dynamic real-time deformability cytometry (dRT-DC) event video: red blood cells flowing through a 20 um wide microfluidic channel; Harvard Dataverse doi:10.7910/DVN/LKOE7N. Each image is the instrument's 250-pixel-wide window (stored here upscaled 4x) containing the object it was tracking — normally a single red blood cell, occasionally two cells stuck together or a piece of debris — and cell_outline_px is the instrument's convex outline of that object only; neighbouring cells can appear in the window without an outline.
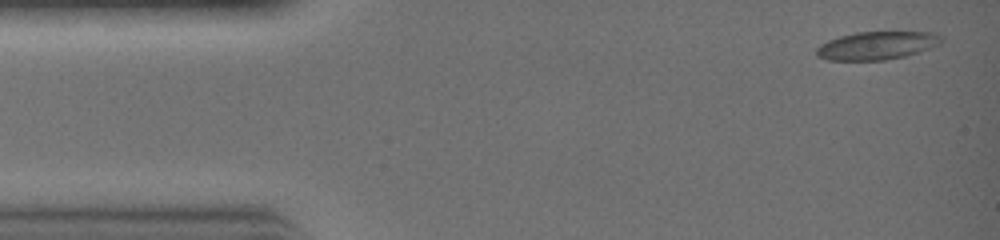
{"species": "common noctule bat (a hibernating species)", "species_latin": "Nyctalus noctula", "temperature_condition": "warm", "stored_images_in_passage": 22, "camera_frame_rate_fps": 3000, "um_per_image_px": 0.085, "animal": {"sex": "female", "body_mass_g": 19.0, "forearm_length_mm": 51.5}, "frame": {"image": 1, "passage_image": 1, "time_ms": 0.0, "image_size_px": [1000, 240], "cell_outline_px": [[940, 40], [928, 48], [904, 56], [884, 60], [828, 60], [816, 56], [816, 48], [820, 44], [828, 40], [840, 36], [856, 32], [932, 32], [940, 36]], "centroid_in_image_um": [74.42, 3.87], "position_along_channel_um": 10.6, "area_um2": 20.0}}
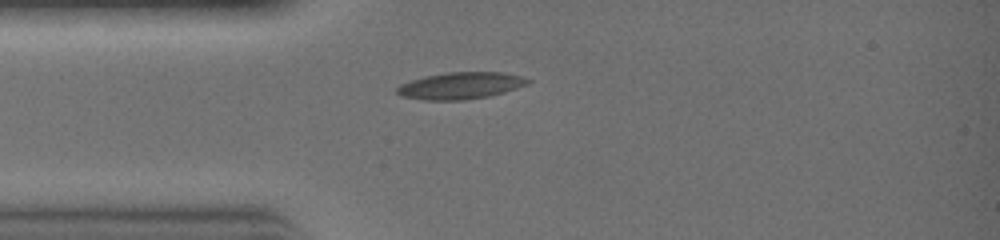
{"frame": {"image": 2, "passage_image": 7, "time_ms": 2.0, "image_size_px": [1000, 240], "cell_outline_px": [[532, 80], [528, 84], [504, 92], [488, 96], [460, 100], [424, 100], [400, 96], [396, 92], [396, 88], [400, 84], [424, 76], [444, 72], [500, 72], [520, 76]], "centroid_in_image_um": [39.11, 7.27], "position_along_channel_um": 45.9, "area_um2": 20.4}}
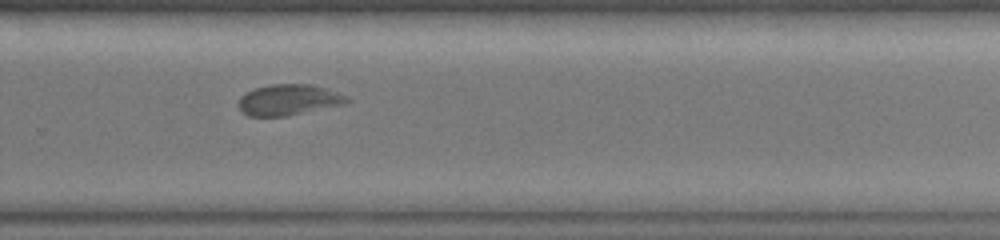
{"frame": {"image": 3, "passage_image": 20, "time_ms": 6.333, "image_size_px": [1000, 240], "cell_outline_px": [[352, 100], [348, 104], [288, 116], [248, 116], [236, 104], [240, 96], [244, 92], [256, 88], [272, 84], [312, 84], [340, 92], [348, 96]], "centroid_in_image_um": [24.6, 8.49], "position_along_channel_um": 305.2, "area_um2": 20.0}}